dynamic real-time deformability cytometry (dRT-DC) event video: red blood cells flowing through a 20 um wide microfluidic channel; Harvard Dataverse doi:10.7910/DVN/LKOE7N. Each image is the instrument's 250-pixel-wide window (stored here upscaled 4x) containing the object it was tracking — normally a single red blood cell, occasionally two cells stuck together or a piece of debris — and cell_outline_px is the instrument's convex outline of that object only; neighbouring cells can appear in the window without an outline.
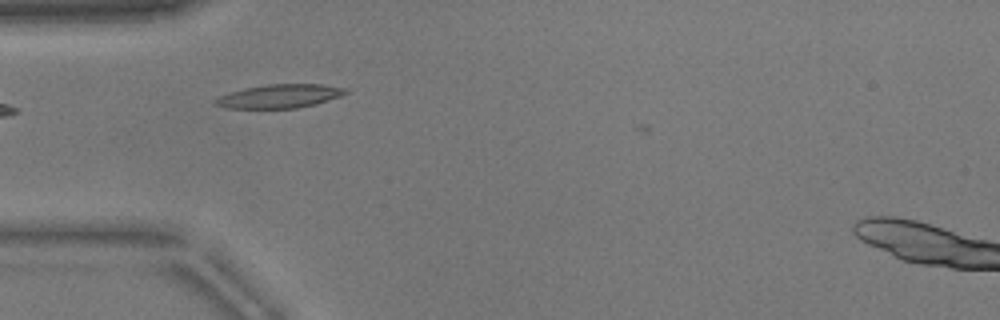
{"species": "common noctule bat (a hibernating species)", "species_latin": "Nyctalus noctula", "temperature_condition": "warm", "stored_images_in_passage": 37, "camera_frame_rate_fps": 3000, "um_per_image_px": 0.085, "animal": {"sex": "male", "body_mass_g": 17.9}, "frame": {"image": 1, "passage_image": 4, "time_ms": 1.0, "image_size_px": [1000, 320], "cell_outline_px": [[348, 92], [340, 96], [316, 104], [296, 108], [224, 108], [216, 104], [216, 100], [220, 96], [244, 88], [268, 84], [324, 84], [348, 88]], "centroid_in_image_um": [23.83, 8.17], "position_along_channel_um": 61.2, "area_um2": 17.8}}
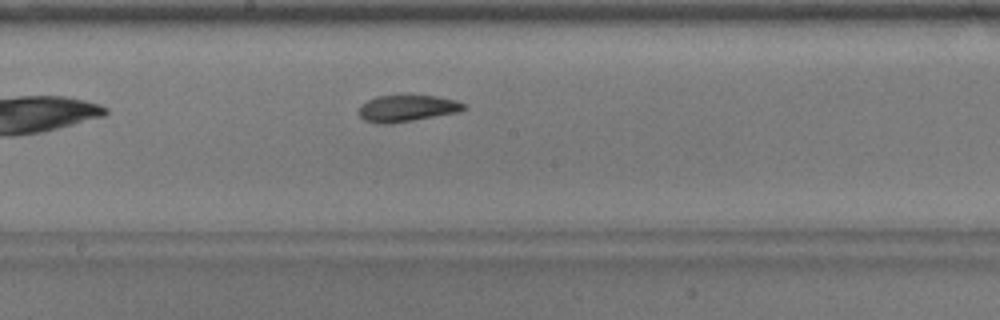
{"frame": {"image": 2, "passage_image": 16, "time_ms": 5.0, "image_size_px": [1000, 320], "cell_outline_px": [[468, 108], [460, 112], [388, 124], [380, 124], [364, 120], [360, 116], [360, 104], [376, 96], [436, 96], [456, 100], [464, 104]], "centroid_in_image_um": [34.62, 9.21], "position_along_channel_um": 213.6, "area_um2": 16.13}}
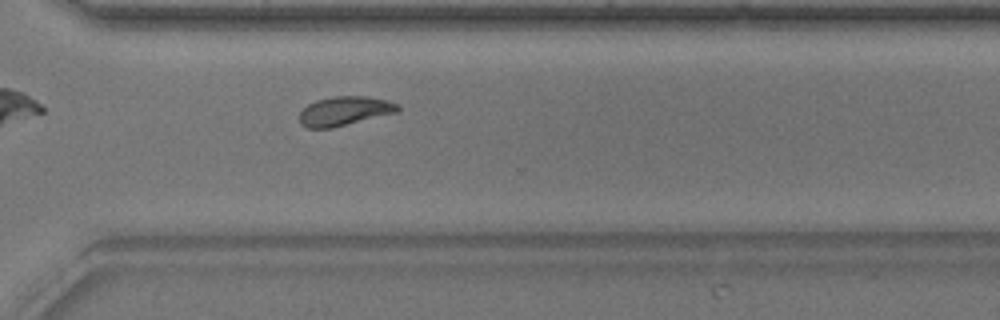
{"frame": {"image": 3, "passage_image": 26, "time_ms": 8.333, "image_size_px": [1000, 320], "cell_outline_px": [[400, 112], [332, 128], [308, 128], [300, 124], [300, 112], [308, 104], [316, 100], [332, 96], [368, 96], [388, 100], [396, 104], [400, 108]], "centroid_in_image_um": [29.31, 9.43], "position_along_channel_um": 341.3, "area_um2": 16.88}, "authors_computed_cell_mechanics": {"area_um2": 16.4152, "velocity_mm_per_s": 3.8402, "shape_relaxation_time_tau1_ms": 8.3805, "shape_relaxation_time_tau2_ms": 2.213, "deformation_change_tau1": 0.2427, "deformation_change_tau2": 0.082}}